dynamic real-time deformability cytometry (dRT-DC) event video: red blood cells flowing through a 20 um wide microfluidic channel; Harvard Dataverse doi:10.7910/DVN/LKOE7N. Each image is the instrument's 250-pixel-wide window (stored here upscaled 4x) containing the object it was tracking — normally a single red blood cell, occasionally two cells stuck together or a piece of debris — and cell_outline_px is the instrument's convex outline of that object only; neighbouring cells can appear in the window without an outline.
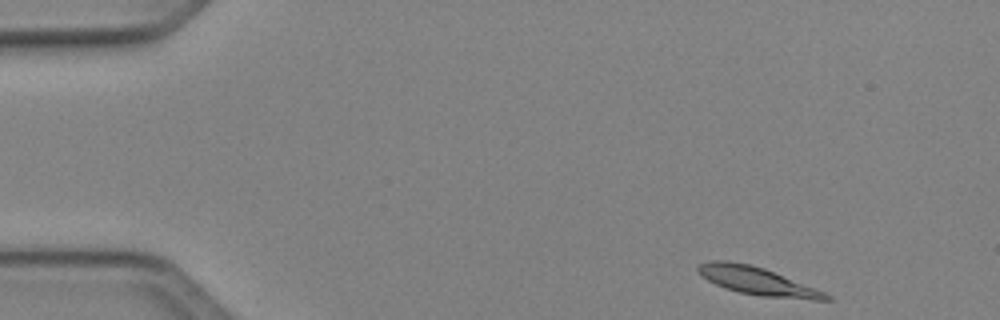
{"species": "Egyptian fruit bat (a non-hibernating species)", "species_latin": "Rousettus aegyptiacus", "temperature_condition": "cold", "stored_images_in_passage": 46, "camera_frame_rate_fps": 3000, "um_per_image_px": 0.085, "animal": {"sex": "female"}, "frame": {"image": 1, "passage_image": 1, "time_ms": 0.0, "image_size_px": [1000, 320], "cell_outline_px": [[832, 300], [812, 300], [760, 296], [740, 292], [724, 288], [708, 280], [696, 272], [696, 268], [700, 264], [708, 260], [728, 260], [752, 264], [764, 268], [816, 288], [832, 296]], "centroid_in_image_um": [64.36, 23.88], "position_along_channel_um": 20.6, "area_um2": 20.98}}
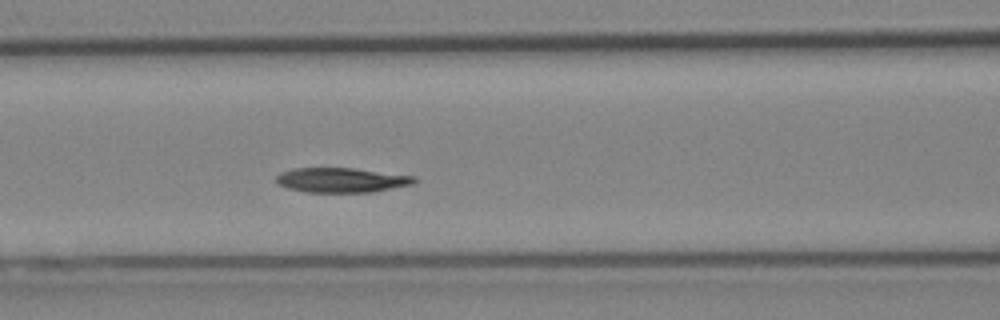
{"frame": {"image": 2, "passage_image": 17, "time_ms": 5.333, "image_size_px": [1000, 320], "cell_outline_px": [[416, 180], [412, 184], [372, 192], [308, 192], [288, 188], [280, 184], [276, 180], [276, 176], [280, 172], [296, 168], [352, 168], [416, 176]], "centroid_in_image_um": [29.03, 15.3], "position_along_channel_um": 137.6, "area_um2": 19.65}}
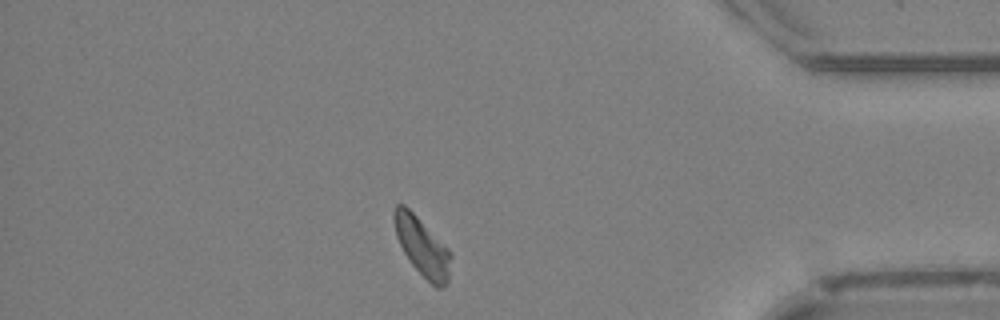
{"frame": {"image": 3, "passage_image": 39, "time_ms": 12.667, "image_size_px": [1000, 320], "cell_outline_px": [[452, 256], [448, 284], [444, 288], [436, 288], [412, 264], [404, 252], [396, 236], [392, 216], [392, 212], [396, 204], [404, 204], [452, 252]], "centroid_in_image_um": [35.9, 20.98], "position_along_channel_um": 399.3, "area_um2": 19.25}, "authors_computed_cell_mechanics": {"area_um2": 20.2589, "velocity_mm_per_s": 4.023, "shape_relaxation_time_tau1_ms": 4.7698, "shape_relaxation_time_tau2_ms": null, "deformation_change_tau1": 0.1347, "deformation_change_tau2": null}}